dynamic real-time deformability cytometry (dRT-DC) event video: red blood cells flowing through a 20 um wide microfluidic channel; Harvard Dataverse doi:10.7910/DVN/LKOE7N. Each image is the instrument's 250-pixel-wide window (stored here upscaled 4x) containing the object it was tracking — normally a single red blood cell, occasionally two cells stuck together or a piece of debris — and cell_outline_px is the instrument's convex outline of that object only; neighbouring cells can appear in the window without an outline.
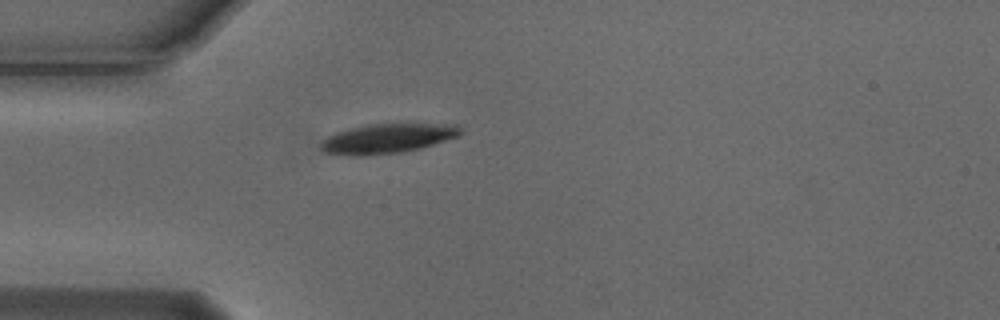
{"species": "Egyptian fruit bat (a non-hibernating species)", "species_latin": "Rousettus aegyptiacus", "temperature_condition": "cold", "stored_images_in_passage": 1, "camera_frame_rate_fps": 3000, "um_per_image_px": 0.085, "animal": {"sex": "male"}, "frame": {"image": 1, "passage_image": 1, "time_ms": 0.0, "image_size_px": [1000, 320], "cell_outline_px": [[464, 132], [460, 136], [420, 148], [404, 152], [360, 156], [356, 156], [324, 152], [320, 148], [320, 140], [336, 132], [368, 124], [456, 124]], "centroid_in_image_um": [32.94, 11.77], "position_along_channel_um": 52.1, "area_um2": 24.1}}